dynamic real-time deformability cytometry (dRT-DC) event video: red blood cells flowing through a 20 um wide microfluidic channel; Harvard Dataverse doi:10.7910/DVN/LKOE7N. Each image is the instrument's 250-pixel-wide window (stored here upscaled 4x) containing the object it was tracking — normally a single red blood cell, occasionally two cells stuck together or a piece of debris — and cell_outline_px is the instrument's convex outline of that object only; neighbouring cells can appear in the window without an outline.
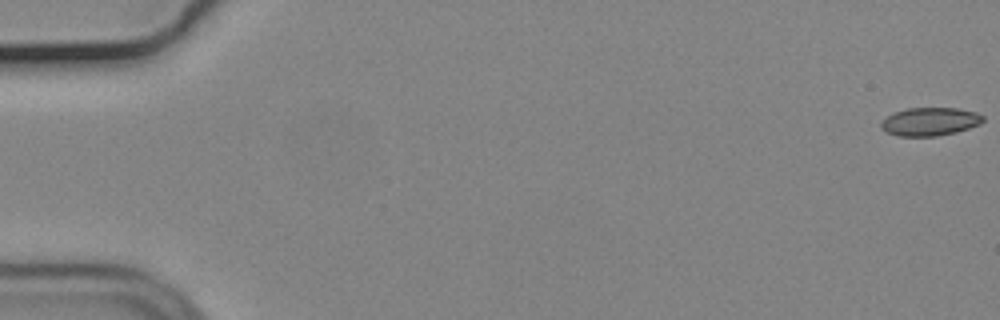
{"species": "common noctule bat (a hibernating species)", "species_latin": "Nyctalus noctula", "temperature_condition": "cold", "stored_images_in_passage": 18, "camera_frame_rate_fps": 3000, "um_per_image_px": 0.085, "animal": {"sex": "male", "body_mass_g": 19.2, "forearm_length_mm": 51.8}, "frame": {"image": 1, "passage_image": 1, "time_ms": 0.0, "image_size_px": [1000, 320], "cell_outline_px": [[984, 120], [980, 124], [956, 132], [936, 136], [896, 136], [880, 128], [880, 124], [892, 112], [908, 108], [956, 108], [976, 112], [984, 116]], "centroid_in_image_um": [79.04, 10.33], "position_along_channel_um": 6.0, "area_um2": 16.76}}
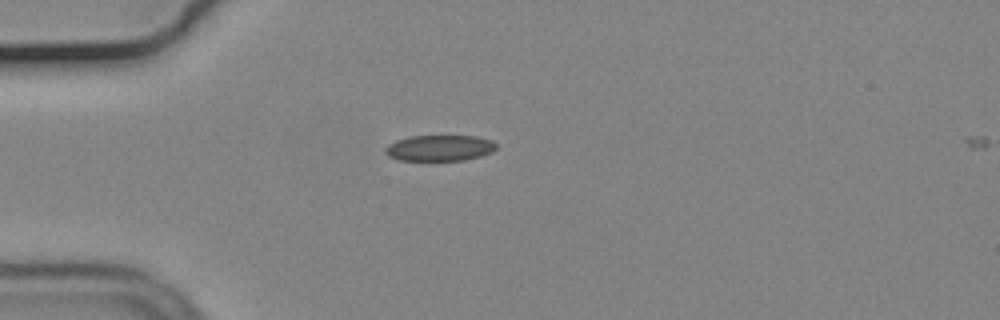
{"frame": {"image": 2, "passage_image": 16, "time_ms": 5.0, "image_size_px": [1000, 320], "cell_outline_px": [[496, 148], [492, 152], [480, 156], [464, 160], [396, 160], [388, 156], [384, 152], [384, 148], [388, 144], [396, 140], [408, 136], [476, 136], [492, 140], [496, 144]], "centroid_in_image_um": [37.33, 12.58], "position_along_channel_um": 47.7, "area_um2": 16.88}}